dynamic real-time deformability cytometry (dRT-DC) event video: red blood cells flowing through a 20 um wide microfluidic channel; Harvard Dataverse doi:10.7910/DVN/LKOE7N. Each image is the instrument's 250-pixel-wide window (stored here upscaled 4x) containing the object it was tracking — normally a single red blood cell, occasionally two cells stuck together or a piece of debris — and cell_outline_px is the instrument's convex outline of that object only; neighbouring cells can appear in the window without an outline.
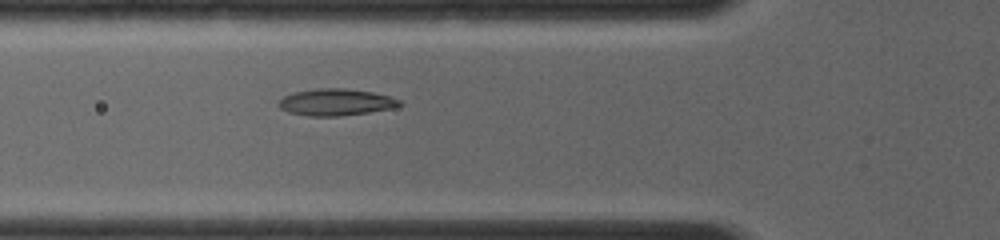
{"species": "common noctule bat (a hibernating species)", "species_latin": "Nyctalus noctula", "temperature_condition": "room temperature", "stored_images_in_passage": 21, "camera_frame_rate_fps": 4000, "um_per_image_px": 0.085, "animal": {"sex": "female", "body_mass_g": 19.0, "forearm_length_mm": 56.7}, "frame": {"image": 1, "passage_image": 10, "time_ms": 3.75, "image_size_px": [1000, 240], "cell_outline_px": [[404, 104], [392, 108], [368, 112], [340, 116], [308, 116], [288, 112], [280, 108], [276, 104], [284, 96], [292, 92], [316, 88], [344, 88], [372, 92], [388, 96], [400, 100]], "centroid_in_image_um": [28.51, 8.68], "position_along_channel_um": 97.3, "area_um2": 18.9}}
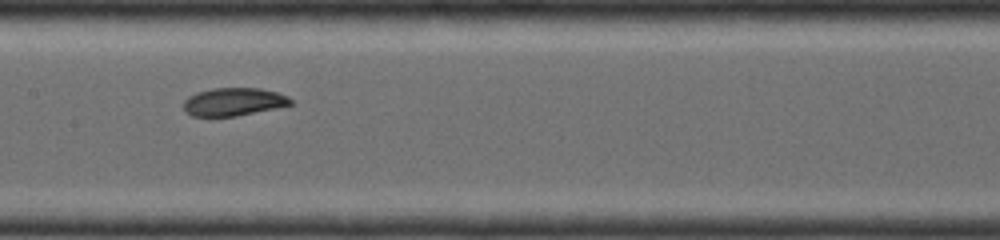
{"frame": {"image": 2, "passage_image": 15, "time_ms": 5.75, "image_size_px": [1000, 240], "cell_outline_px": [[292, 104], [276, 108], [236, 116], [192, 116], [184, 108], [184, 100], [188, 96], [196, 92], [212, 88], [260, 88], [276, 92], [288, 96], [292, 100]], "centroid_in_image_um": [19.86, 8.64], "position_along_channel_um": 187.5, "area_um2": 17.4}}
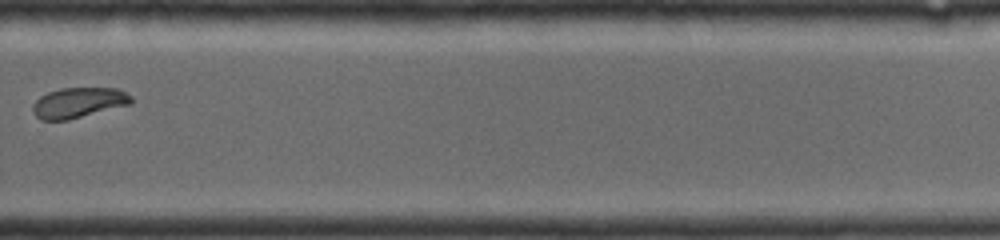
{"frame": {"image": 3, "passage_image": 21, "time_ms": 8.75, "image_size_px": [1000, 240], "cell_outline_px": [[132, 104], [68, 120], [40, 120], [32, 112], [32, 104], [40, 96], [48, 92], [60, 88], [120, 88], [132, 96]], "centroid_in_image_um": [6.68, 8.72], "position_along_channel_um": 323.1, "area_um2": 17.63}}